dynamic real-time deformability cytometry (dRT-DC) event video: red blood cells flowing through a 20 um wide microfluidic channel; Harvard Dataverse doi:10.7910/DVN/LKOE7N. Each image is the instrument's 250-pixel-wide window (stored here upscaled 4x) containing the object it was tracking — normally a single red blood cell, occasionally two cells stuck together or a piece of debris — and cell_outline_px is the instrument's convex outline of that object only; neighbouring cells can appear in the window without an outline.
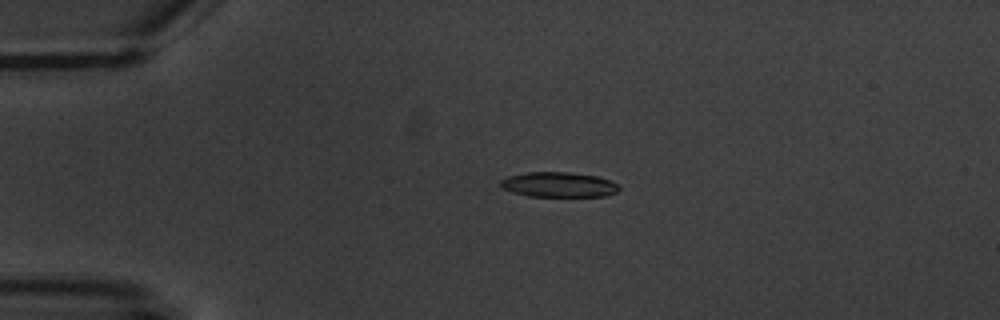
{"species": "common noctule bat (a hibernating species)", "species_latin": "Nyctalus noctula", "temperature_condition": "warm", "stored_images_in_passage": 3, "camera_frame_rate_fps": 3000, "um_per_image_px": 0.085, "animal": {"sex": "male", "body_mass_g": 20.1, "forearm_length_mm": 53.5}, "frame": {"image": 1, "passage_image": 2, "time_ms": 1.333, "image_size_px": [1000, 320], "cell_outline_px": [[620, 188], [616, 192], [604, 196], [528, 196], [512, 192], [500, 188], [500, 180], [508, 176], [528, 172], [568, 172], [596, 176], [608, 180], [616, 184]], "centroid_in_image_um": [47.43, 15.69], "position_along_channel_um": 37.6, "area_um2": 17.17}}
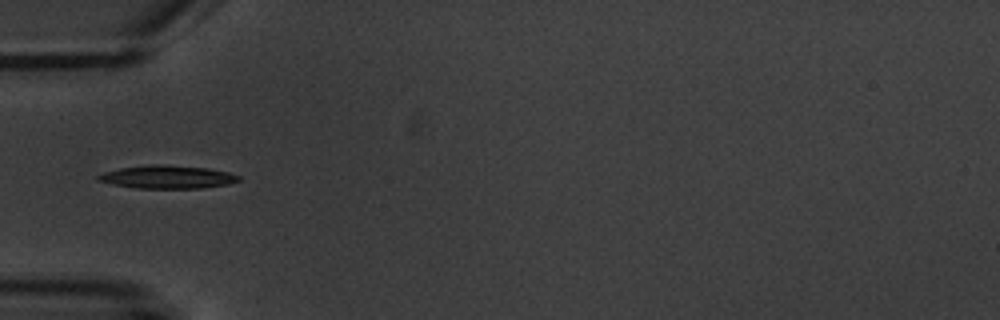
{"frame": {"image": 2, "passage_image": 3, "time_ms": 3.333, "image_size_px": [1000, 320], "cell_outline_px": [[240, 180], [228, 184], [200, 188], [136, 188], [112, 184], [96, 180], [96, 176], [104, 172], [120, 168], [148, 164], [156, 164], [208, 168], [228, 172], [240, 176]], "centroid_in_image_um": [14.2, 15.04], "position_along_channel_um": 70.8, "area_um2": 18.84}}